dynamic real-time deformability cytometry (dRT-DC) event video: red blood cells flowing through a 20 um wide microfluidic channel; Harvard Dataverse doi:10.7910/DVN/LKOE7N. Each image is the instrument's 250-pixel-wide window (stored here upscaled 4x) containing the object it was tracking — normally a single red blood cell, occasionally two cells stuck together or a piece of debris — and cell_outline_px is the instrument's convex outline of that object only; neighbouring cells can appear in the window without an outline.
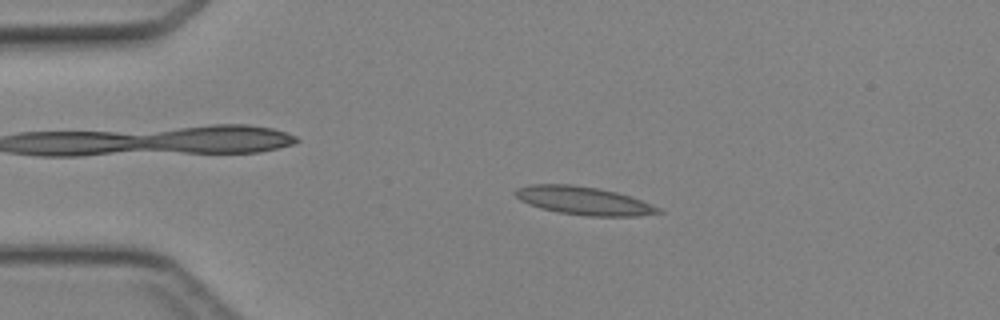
{"species": "Egyptian fruit bat (a non-hibernating species)", "species_latin": "Rousettus aegyptiacus", "temperature_condition": "cold", "stored_images_in_passage": 45, "camera_frame_rate_fps": 3000, "um_per_image_px": 0.085, "animal": {"sex": "female"}, "frame": {"image": 1, "passage_image": 9, "time_ms": 2.667, "image_size_px": [1000, 320], "cell_outline_px": [[664, 212], [636, 216], [588, 216], [560, 212], [540, 208], [528, 204], [520, 200], [512, 192], [516, 188], [528, 184], [572, 184], [596, 188], [616, 192], [640, 200], [660, 208]], "centroid_in_image_um": [49.55, 17.05], "position_along_channel_um": 35.4, "area_um2": 23.35}}
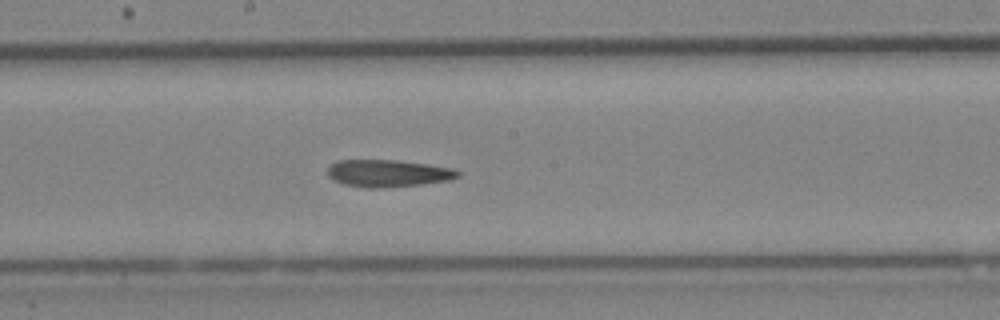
{"frame": {"image": 2, "passage_image": 24, "time_ms": 7.667, "image_size_px": [1000, 320], "cell_outline_px": [[460, 176], [448, 180], [420, 184], [380, 188], [368, 188], [344, 184], [332, 180], [328, 176], [328, 168], [336, 160], [396, 160], [452, 168], [460, 172]], "centroid_in_image_um": [32.94, 14.73], "position_along_channel_um": 215.3, "area_um2": 20.46}}
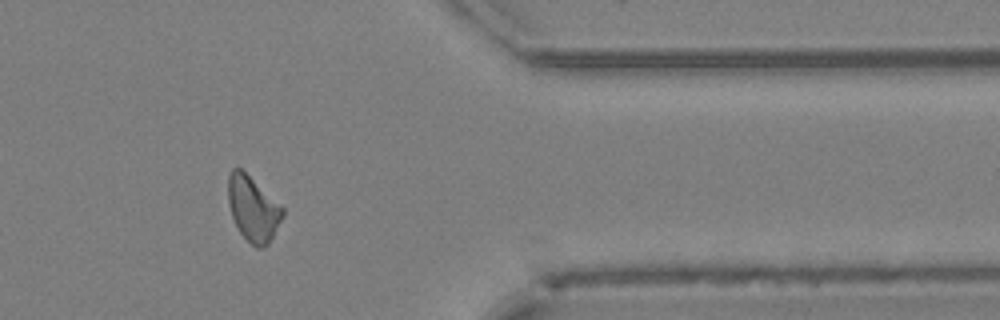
{"frame": {"image": 3, "passage_image": 37, "time_ms": 12.0, "image_size_px": [1000, 320], "cell_outline_px": [[284, 216], [268, 244], [264, 248], [256, 248], [240, 232], [232, 216], [228, 204], [228, 176], [232, 168], [240, 168], [284, 208]], "centroid_in_image_um": [21.5, 17.75], "position_along_channel_um": 389.9, "area_um2": 20.35}}